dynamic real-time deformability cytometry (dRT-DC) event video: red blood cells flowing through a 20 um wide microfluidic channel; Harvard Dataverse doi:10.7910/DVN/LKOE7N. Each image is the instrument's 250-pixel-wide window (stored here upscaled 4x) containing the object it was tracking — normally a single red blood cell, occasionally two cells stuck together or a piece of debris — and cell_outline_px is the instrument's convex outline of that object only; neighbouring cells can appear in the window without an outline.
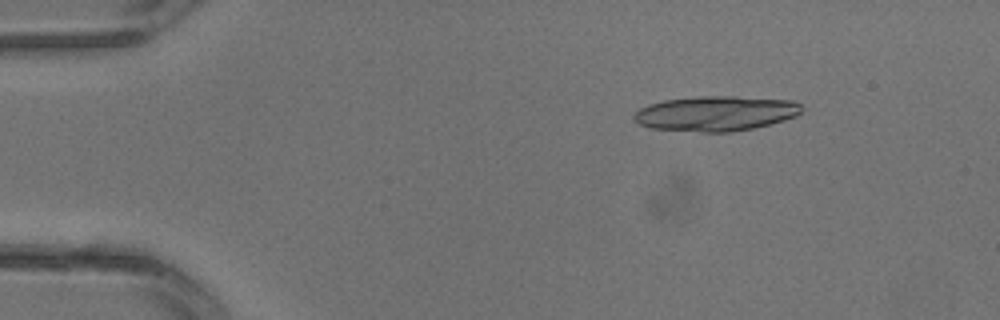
{"species": "common noctule bat (a hibernating species)", "species_latin": "Nyctalus noctula", "temperature_condition": "warm", "stored_images_in_passage": 4, "camera_frame_rate_fps": 3000, "um_per_image_px": 0.085, "animal": {"sex": "male", "body_mass_g": 13.3}, "frame": {"image": 1, "passage_image": 2, "time_ms": 0.333, "image_size_px": [1000, 320], "cell_outline_px": [[804, 108], [796, 116], [784, 120], [752, 128], [732, 132], [700, 132], [652, 128], [640, 124], [632, 116], [640, 108], [648, 104], [664, 100], [696, 96], [736, 96], [792, 100], [800, 104]], "centroid_in_image_um": [60.85, 9.63], "position_along_channel_um": 24.1, "area_um2": 34.22}}